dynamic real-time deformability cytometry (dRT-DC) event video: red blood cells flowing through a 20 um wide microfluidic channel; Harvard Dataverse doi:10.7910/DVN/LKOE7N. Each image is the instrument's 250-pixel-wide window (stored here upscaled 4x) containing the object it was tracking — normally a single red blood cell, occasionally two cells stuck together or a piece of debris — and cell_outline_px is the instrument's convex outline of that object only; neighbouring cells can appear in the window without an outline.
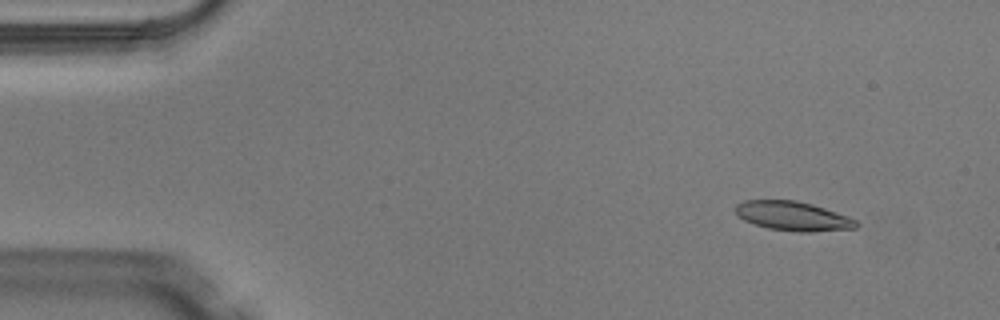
{"species": "Egyptian fruit bat (a non-hibernating species)", "species_latin": "Rousettus aegyptiacus", "temperature_condition": "warm", "stored_images_in_passage": 4, "segment_of_instrument_passage": [1, 2], "camera_frame_rate_fps": 3000, "um_per_image_px": 0.085, "animal": {"sex": "male"}, "frame": {"image": 1, "passage_image": 1, "time_ms": 0.0, "image_size_px": [1000, 320], "cell_outline_px": [[860, 224], [856, 228], [812, 232], [800, 232], [768, 228], [744, 220], [736, 216], [736, 204], [744, 200], [796, 200], [812, 204], [848, 216], [856, 220]], "centroid_in_image_um": [67.4, 18.36], "position_along_channel_um": 17.6, "area_um2": 20.58}}
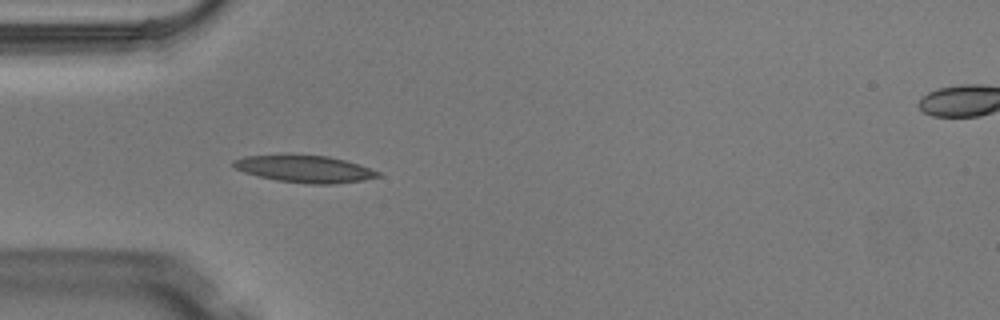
{"frame": {"image": 2, "passage_image": 3, "time_ms": 0.667, "image_size_px": [1000, 320], "cell_outline_px": [[380, 176], [360, 180], [336, 184], [308, 184], [276, 180], [244, 172], [236, 168], [232, 164], [232, 160], [244, 156], [328, 156], [360, 164], [380, 172]], "centroid_in_image_um": [25.92, 14.38], "position_along_channel_um": 59.1, "area_um2": 22.25}}